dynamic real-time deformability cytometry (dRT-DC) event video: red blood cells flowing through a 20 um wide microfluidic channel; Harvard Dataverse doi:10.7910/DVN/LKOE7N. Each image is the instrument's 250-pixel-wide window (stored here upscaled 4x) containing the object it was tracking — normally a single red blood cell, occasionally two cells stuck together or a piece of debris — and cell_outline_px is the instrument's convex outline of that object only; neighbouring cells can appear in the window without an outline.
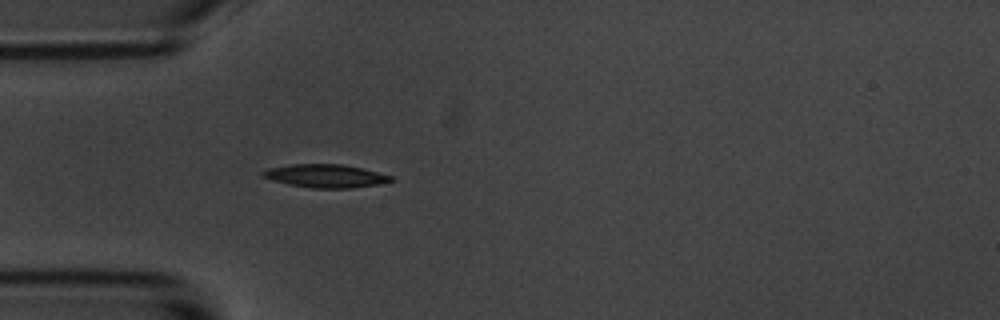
{"species": "common noctule bat (a hibernating species)", "species_latin": "Nyctalus noctula", "temperature_condition": "room temperature", "stored_images_in_passage": 1, "camera_frame_rate_fps": 3000, "um_per_image_px": 0.085, "animal": {"sex": "male", "body_mass_g": 20.1, "forearm_length_mm": 53.5}, "frame": {"image": 1, "passage_image": 1, "time_ms": 0.0, "image_size_px": [1000, 320], "cell_outline_px": [[396, 180], [380, 184], [352, 188], [312, 188], [272, 180], [260, 176], [260, 172], [268, 168], [292, 164], [340, 164], [360, 168], [392, 176]], "centroid_in_image_um": [27.67, 14.95], "position_along_channel_um": 57.3, "area_um2": 17.22}}